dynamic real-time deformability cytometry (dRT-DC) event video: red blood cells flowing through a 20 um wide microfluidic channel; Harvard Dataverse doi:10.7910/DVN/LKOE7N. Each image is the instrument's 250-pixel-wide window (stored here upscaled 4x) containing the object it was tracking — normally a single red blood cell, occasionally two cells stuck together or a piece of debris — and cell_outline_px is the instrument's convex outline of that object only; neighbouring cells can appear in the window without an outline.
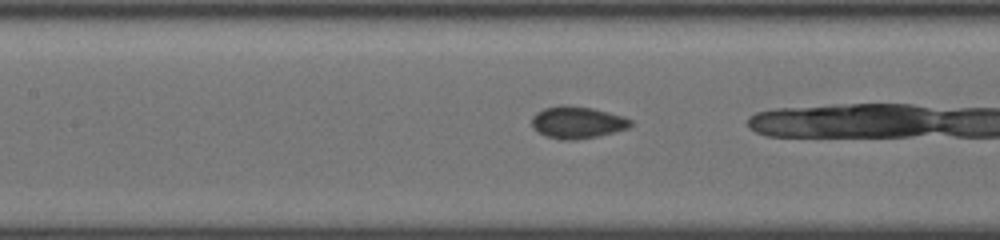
{"species": "common noctule bat (a hibernating species)", "species_latin": "Nyctalus noctula", "temperature_condition": "cold", "stored_images_in_passage": 43, "camera_frame_rate_fps": 3000, "um_per_image_px": 0.085, "animal": {"sex": "female", "body_mass_g": 19.5, "forearm_length_mm": 54.1}, "frame": {"image": 1, "passage_image": 25, "time_ms": 8.0, "image_size_px": [1000, 240], "cell_outline_px": [[632, 124], [628, 128], [596, 136], [572, 140], [564, 140], [544, 136], [532, 128], [532, 116], [536, 112], [544, 108], [564, 104], [592, 108], [624, 116], [632, 120]], "centroid_in_image_um": [49.03, 10.39], "position_along_channel_um": 158.4, "area_um2": 18.44}}
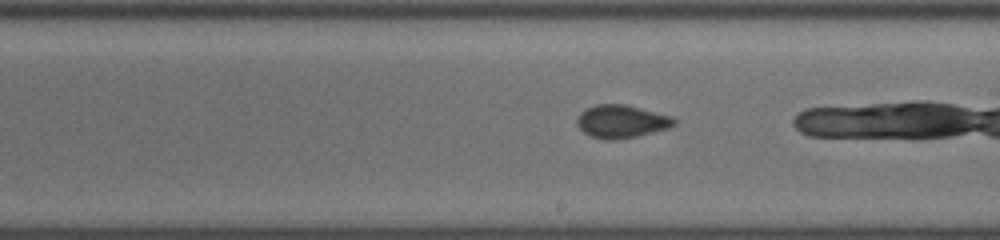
{"frame": {"image": 2, "passage_image": 31, "time_ms": 10.0, "image_size_px": [1000, 240], "cell_outline_px": [[676, 124], [668, 128], [636, 136], [616, 140], [608, 140], [592, 136], [584, 132], [576, 124], [576, 116], [584, 108], [596, 104], [624, 104], [672, 116], [676, 120]], "centroid_in_image_um": [52.79, 10.31], "position_along_channel_um": 236.2, "area_um2": 18.67}}
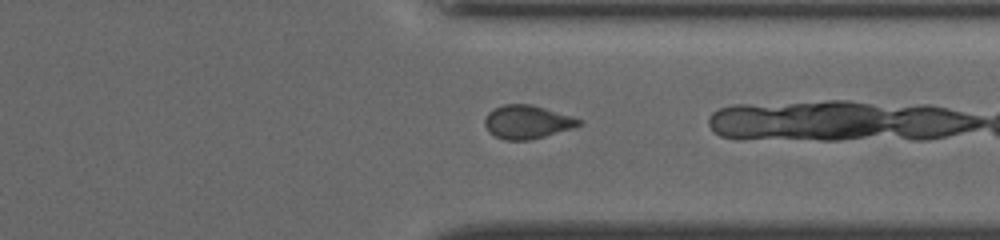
{"frame": {"image": 3, "passage_image": 41, "time_ms": 13.333, "image_size_px": [1000, 240], "cell_outline_px": [[584, 124], [572, 128], [544, 136], [528, 140], [504, 140], [488, 132], [484, 124], [484, 120], [488, 112], [504, 104], [532, 104], [584, 120]], "centroid_in_image_um": [44.81, 10.36], "position_along_channel_um": 366.6, "area_um2": 18.32}}